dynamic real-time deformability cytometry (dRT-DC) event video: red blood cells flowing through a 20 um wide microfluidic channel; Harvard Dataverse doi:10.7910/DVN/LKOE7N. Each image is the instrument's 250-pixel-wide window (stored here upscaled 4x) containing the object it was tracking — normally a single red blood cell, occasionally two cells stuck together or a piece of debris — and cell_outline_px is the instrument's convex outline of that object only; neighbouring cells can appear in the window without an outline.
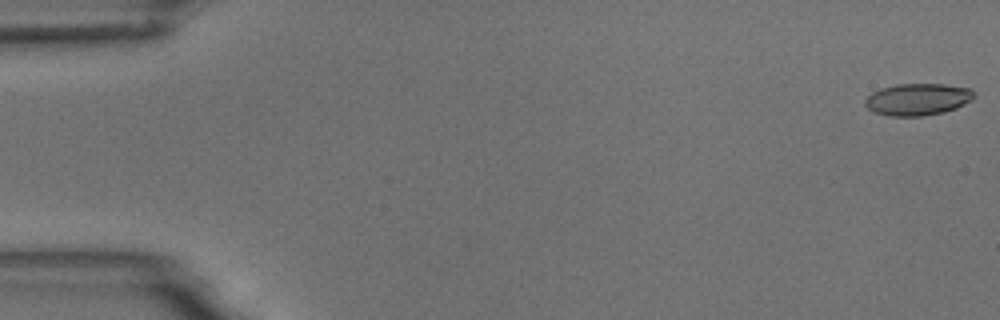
{"species": "common noctule bat (a hibernating species)", "species_latin": "Nyctalus noctula", "temperature_condition": "room temperature", "stored_images_in_passage": 56, "camera_frame_rate_fps": 3000, "um_per_image_px": 0.085, "animal": {"sex": "male", "body_mass_g": 18.8}, "frame": {"image": 1, "passage_image": 1, "time_ms": 0.0, "image_size_px": [1000, 320], "cell_outline_px": [[976, 92], [972, 100], [956, 108], [944, 112], [920, 116], [888, 116], [876, 112], [868, 108], [864, 104], [864, 100], [872, 92], [880, 88], [896, 84], [944, 84], [972, 88]], "centroid_in_image_um": [78.02, 8.43], "position_along_channel_um": 7.0, "area_um2": 20.4}}
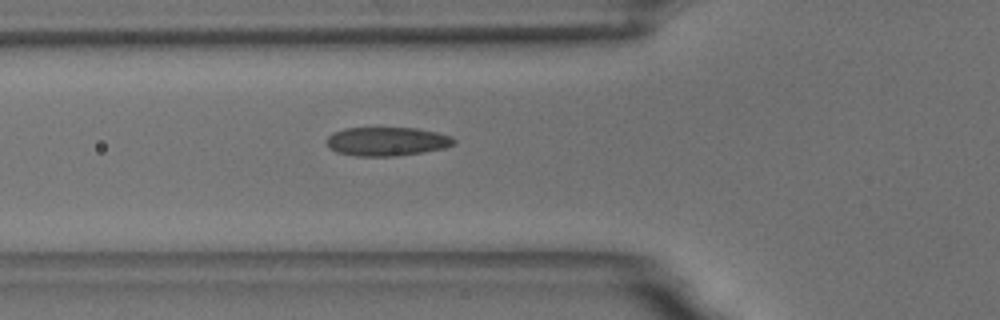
{"frame": {"image": 2, "passage_image": 20, "time_ms": 6.333, "image_size_px": [1000, 320], "cell_outline_px": [[456, 140], [452, 144], [444, 148], [424, 152], [392, 156], [356, 156], [336, 152], [328, 148], [324, 140], [332, 132], [344, 128], [416, 128], [436, 132], [452, 136]], "centroid_in_image_um": [32.82, 12.02], "position_along_channel_um": 93.0, "area_um2": 21.5}}
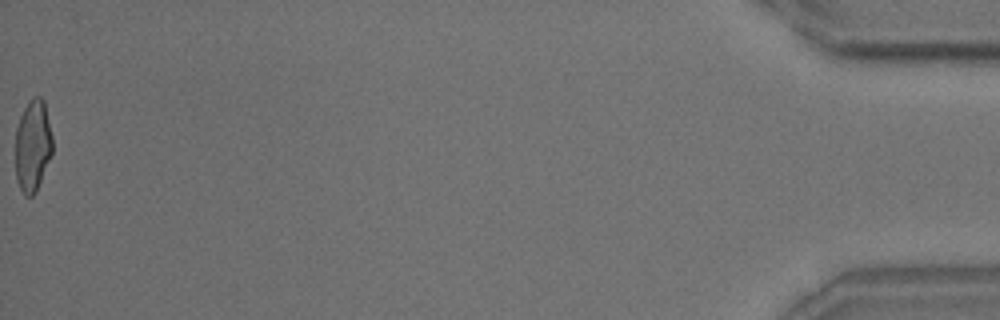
{"frame": {"image": 3, "passage_image": 56, "time_ms": 18.333, "image_size_px": [1000, 320], "cell_outline_px": [[52, 152], [36, 192], [32, 196], [24, 196], [16, 180], [16, 128], [20, 116], [28, 100], [32, 96], [40, 96], [44, 100], [52, 136]], "centroid_in_image_um": [2.78, 12.36], "position_along_channel_um": 432.4, "area_um2": 19.88}, "authors_computed_cell_mechanics": {"area_um2": 20.8658, "velocity_mm_per_s": 3.6632, "shape_relaxation_time_tau1_ms": 4.732, "shape_relaxation_time_tau2_ms": 1.0449, "deformation_change_tau1": 0.1488, "deformation_change_tau2": 0.082}}